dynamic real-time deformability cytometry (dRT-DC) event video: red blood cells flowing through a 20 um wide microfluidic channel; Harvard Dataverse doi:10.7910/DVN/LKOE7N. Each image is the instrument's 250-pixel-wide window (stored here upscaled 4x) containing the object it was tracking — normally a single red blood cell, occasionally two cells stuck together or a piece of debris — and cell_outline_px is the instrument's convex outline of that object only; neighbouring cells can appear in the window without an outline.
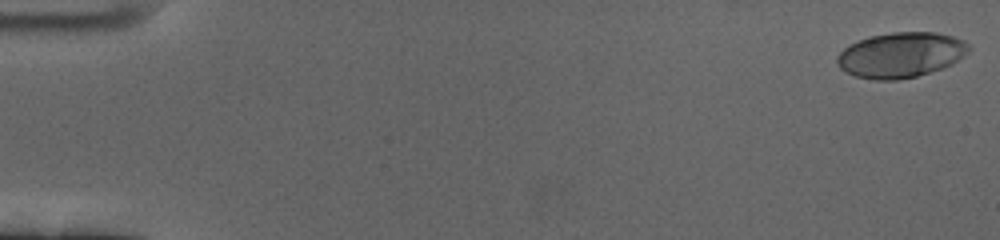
{"species": "human", "species_latin": "Homo sapiens", "temperature_condition": "cold", "stored_images_in_passage": 60, "camera_frame_rate_fps": 3000, "um_per_image_px": 0.085, "donor": {"sex": "female"}, "frame": {"image": 1, "passage_image": 1, "time_ms": 0.0, "image_size_px": [1000, 240], "cell_outline_px": [[972, 48], [964, 56], [952, 64], [916, 76], [896, 80], [876, 80], [856, 76], [844, 72], [836, 64], [836, 56], [848, 44], [868, 36], [892, 32], [936, 32], [952, 36], [964, 40]], "centroid_in_image_um": [76.54, 4.66], "position_along_channel_um": 8.5, "area_um2": 34.91}}
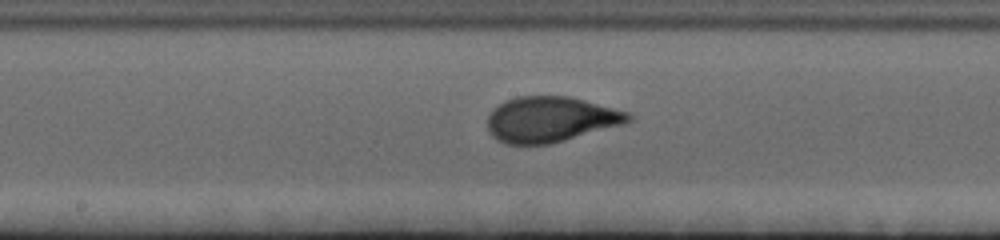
{"frame": {"image": 2, "passage_image": 32, "time_ms": 10.333, "image_size_px": [1000, 240], "cell_outline_px": [[632, 120], [624, 124], [552, 144], [504, 144], [496, 140], [488, 132], [488, 116], [492, 108], [504, 100], [516, 96], [568, 96], [584, 100], [628, 112], [632, 116]], "centroid_in_image_um": [46.76, 10.15], "position_along_channel_um": 201.4, "area_um2": 37.63}}
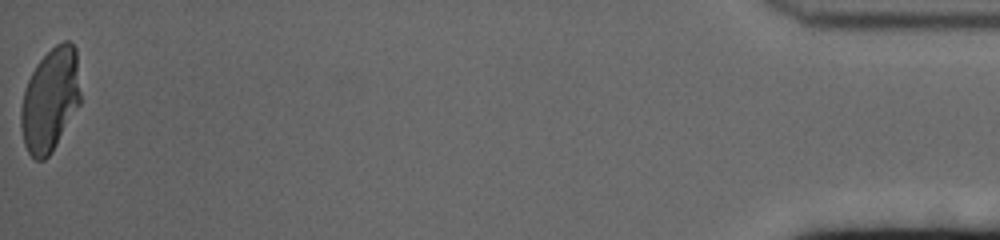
{"frame": {"image": 3, "passage_image": 60, "time_ms": 19.667, "image_size_px": [1000, 240], "cell_outline_px": [[80, 104], [52, 152], [44, 160], [36, 160], [28, 152], [24, 144], [20, 124], [20, 108], [24, 88], [36, 64], [56, 44], [64, 40], [68, 40], [76, 48], [80, 92]], "centroid_in_image_um": [4.25, 8.49], "position_along_channel_um": 430.9, "area_um2": 35.95}, "authors_computed_cell_mechanics": {"area_um2": 35.9805, "velocity_mm_per_s": 3.4157, "shape_relaxation_time_tau1_ms": 4.41, "shape_relaxation_time_tau2_ms": null, "deformation_change_tau1": 0.2081, "deformation_change_tau2": null}}